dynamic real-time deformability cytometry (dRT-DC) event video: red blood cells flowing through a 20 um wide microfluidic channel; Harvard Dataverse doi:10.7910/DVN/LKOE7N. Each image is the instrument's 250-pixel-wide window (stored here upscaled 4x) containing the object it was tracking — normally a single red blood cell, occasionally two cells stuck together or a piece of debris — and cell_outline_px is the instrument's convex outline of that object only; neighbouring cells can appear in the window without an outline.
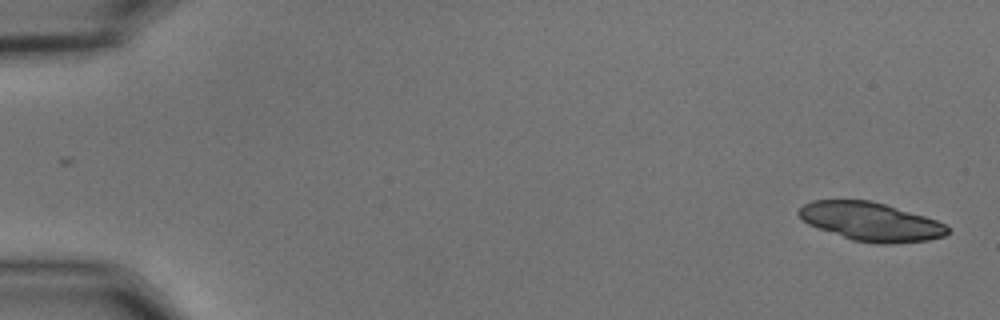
{"species": "common noctule bat (a hibernating species)", "species_latin": "Nyctalus noctula", "temperature_condition": "cold", "stored_images_in_passage": 31, "camera_frame_rate_fps": 3000, "um_per_image_px": 0.085, "animal": {"sex": "male", "body_mass_g": 15.6}, "frame": {"image": 1, "passage_image": 1, "time_ms": 0.0, "image_size_px": [1000, 320], "cell_outline_px": [[948, 232], [944, 236], [928, 240], [892, 244], [876, 244], [852, 240], [808, 224], [796, 212], [804, 204], [812, 200], [872, 200], [924, 216], [936, 220], [944, 224], [948, 228]], "centroid_in_image_um": [74.01, 18.84], "position_along_channel_um": 11.0, "area_um2": 33.23}}